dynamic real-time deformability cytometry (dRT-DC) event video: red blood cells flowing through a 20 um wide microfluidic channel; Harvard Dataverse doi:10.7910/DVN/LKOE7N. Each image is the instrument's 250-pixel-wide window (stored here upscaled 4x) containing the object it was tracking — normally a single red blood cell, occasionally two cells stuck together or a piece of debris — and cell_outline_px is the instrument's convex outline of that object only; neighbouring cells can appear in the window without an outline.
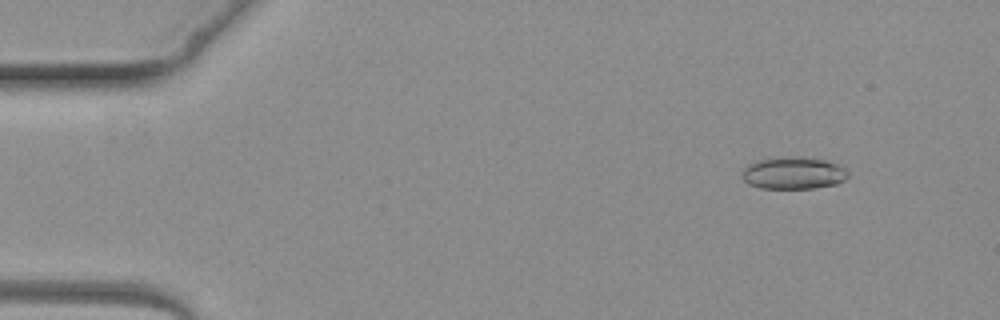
{"species": "common noctule bat (a hibernating species)", "species_latin": "Nyctalus noctula", "temperature_condition": "warm", "stored_images_in_passage": 3, "camera_frame_rate_fps": 3000, "um_per_image_px": 0.085, "animal": {"sex": "female", "body_mass_g": 19.3, "forearm_length_mm": 54.1}, "frame": {"image": 1, "passage_image": 1, "time_ms": 0.0, "image_size_px": [1000, 320], "cell_outline_px": [[848, 176], [844, 180], [836, 184], [812, 188], [760, 188], [748, 184], [740, 176], [740, 172], [748, 164], [764, 156], [800, 156], [824, 160], [836, 164], [844, 168], [848, 172]], "centroid_in_image_um": [67.35, 14.68], "position_along_channel_um": 17.6, "area_um2": 20.35}}
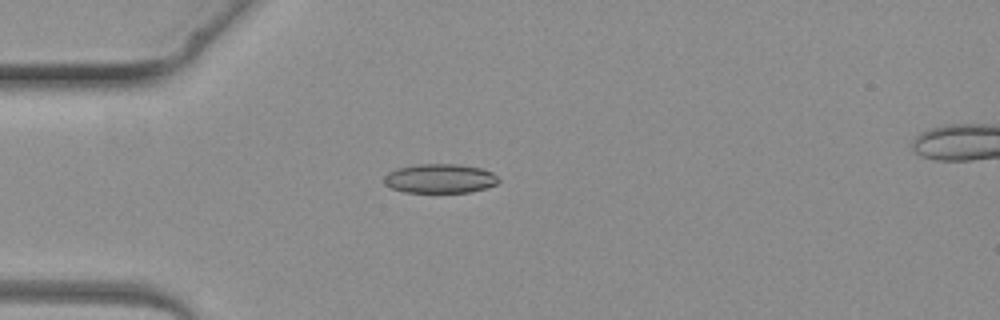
{"frame": {"image": 2, "passage_image": 3, "time_ms": 2.333, "image_size_px": [1000, 320], "cell_outline_px": [[500, 180], [496, 184], [472, 192], [404, 192], [392, 188], [384, 184], [384, 176], [388, 172], [396, 168], [416, 164], [456, 164], [480, 168], [492, 172]], "centroid_in_image_um": [37.36, 15.17], "position_along_channel_um": 47.6, "area_um2": 19.48}}